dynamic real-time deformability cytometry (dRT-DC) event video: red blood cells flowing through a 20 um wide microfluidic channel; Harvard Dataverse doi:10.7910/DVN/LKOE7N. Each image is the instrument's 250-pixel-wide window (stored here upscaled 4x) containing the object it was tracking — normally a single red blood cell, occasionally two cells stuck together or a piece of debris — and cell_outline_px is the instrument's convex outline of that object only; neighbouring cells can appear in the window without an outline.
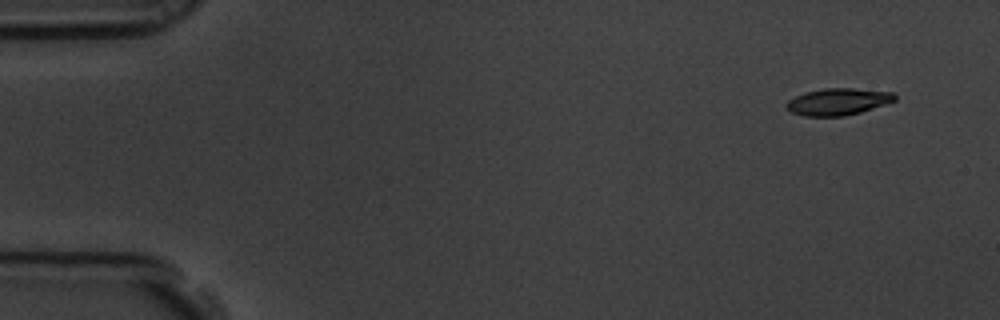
{"species": "common noctule bat (a hibernating species)", "species_latin": "Nyctalus noctula", "temperature_condition": "room temperature", "stored_images_in_passage": 4, "camera_frame_rate_fps": 3000, "um_per_image_px": 0.085, "animal": {"sex": "male", "body_mass_g": 19.5, "forearm_length_mm": 54.6}, "frame": {"image": 1, "passage_image": 1, "time_ms": 0.0, "image_size_px": [1000, 320], "cell_outline_px": [[896, 100], [860, 112], [844, 116], [804, 116], [792, 112], [784, 104], [788, 100], [804, 92], [824, 88], [852, 88], [892, 92], [896, 96]], "centroid_in_image_um": [71.2, 8.64], "position_along_channel_um": 13.8, "area_um2": 16.82}}